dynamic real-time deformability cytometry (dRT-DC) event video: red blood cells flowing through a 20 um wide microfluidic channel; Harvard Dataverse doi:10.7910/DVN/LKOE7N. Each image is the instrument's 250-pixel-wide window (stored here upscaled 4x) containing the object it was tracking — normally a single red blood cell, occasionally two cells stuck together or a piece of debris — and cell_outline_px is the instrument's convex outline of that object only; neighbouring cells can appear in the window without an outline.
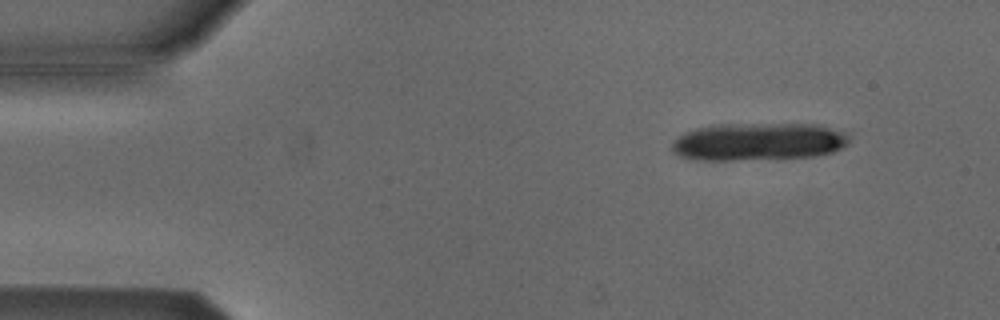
{"species": "Egyptian fruit bat (a non-hibernating species)", "species_latin": "Rousettus aegyptiacus", "temperature_condition": "cold", "stored_images_in_passage": 13, "camera_frame_rate_fps": 3000, "um_per_image_px": 0.085, "animal": {"sex": "male"}, "frame": {"image": 1, "passage_image": 1, "time_ms": 0.0, "image_size_px": [1000, 320], "cell_outline_px": [[848, 144], [832, 152], [816, 156], [784, 160], [704, 160], [680, 156], [672, 152], [672, 140], [676, 136], [684, 132], [696, 128], [712, 124], [820, 124], [844, 132], [848, 136]], "centroid_in_image_um": [64.45, 12.05], "position_along_channel_um": 20.5, "area_um2": 39.82}}